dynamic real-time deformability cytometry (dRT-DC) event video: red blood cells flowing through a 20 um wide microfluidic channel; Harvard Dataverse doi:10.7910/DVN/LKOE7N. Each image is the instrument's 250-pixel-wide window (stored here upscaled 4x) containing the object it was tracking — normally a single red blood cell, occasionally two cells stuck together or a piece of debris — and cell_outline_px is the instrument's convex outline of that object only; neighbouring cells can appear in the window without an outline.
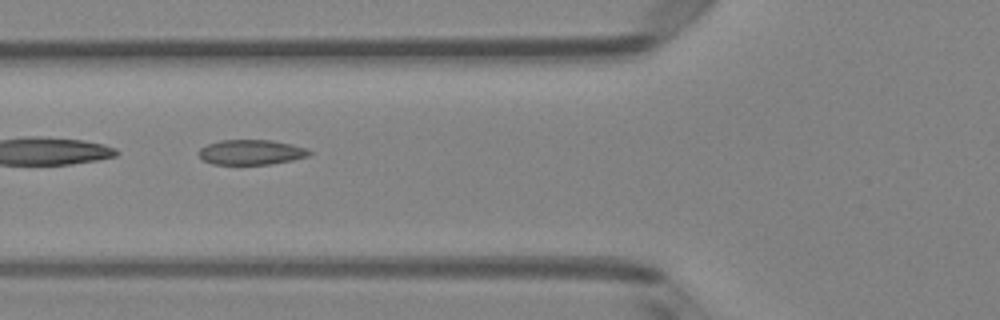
{"species": "Egyptian fruit bat (a non-hibernating species)", "species_latin": "Rousettus aegyptiacus", "temperature_condition": "room temperature", "stored_images_in_passage": 7, "camera_frame_rate_fps": 3000, "um_per_image_px": 0.085, "animal": {"sex": "female"}, "frame": {"image": 1, "passage_image": 5, "time_ms": 1.333, "image_size_px": [1000, 320], "cell_outline_px": [[312, 152], [308, 156], [292, 160], [272, 164], [212, 164], [204, 160], [196, 152], [200, 148], [208, 144], [220, 140], [272, 140], [292, 144], [308, 148]], "centroid_in_image_um": [21.36, 12.93], "position_along_channel_um": 104.4, "area_um2": 16.18}}
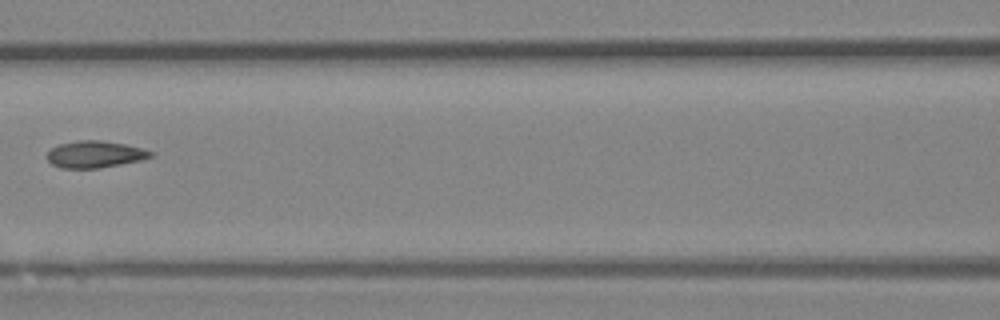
{"frame": {"image": 2, "passage_image": 6, "time_ms": 1.667, "image_size_px": [1000, 320], "cell_outline_px": [[156, 152], [152, 156], [140, 160], [100, 168], [60, 168], [52, 164], [44, 156], [52, 148], [60, 144], [76, 140], [100, 140], [124, 144]], "centroid_in_image_um": [8.04, 13.12], "position_along_channel_um": 158.6, "area_um2": 16.18}}
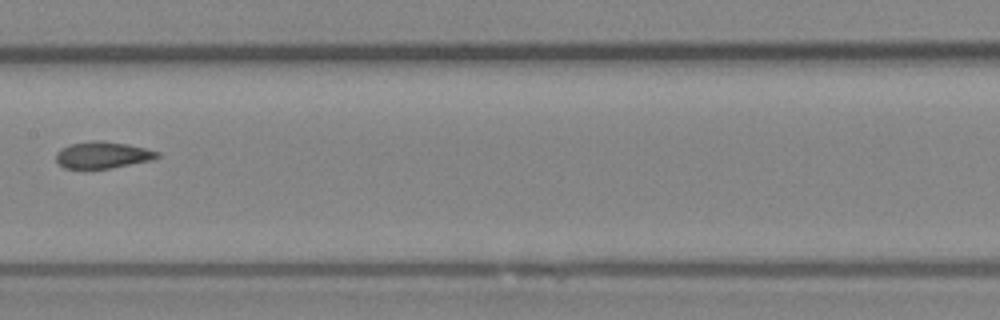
{"frame": {"image": 3, "passage_image": 7, "time_ms": 2.0, "image_size_px": [1000, 320], "cell_outline_px": [[160, 156], [152, 160], [112, 168], [84, 172], [64, 168], [56, 160], [56, 152], [60, 148], [72, 144], [96, 140], [104, 140], [128, 144], [160, 152]], "centroid_in_image_um": [8.68, 13.22], "position_along_channel_um": 198.7, "area_um2": 16.42}}